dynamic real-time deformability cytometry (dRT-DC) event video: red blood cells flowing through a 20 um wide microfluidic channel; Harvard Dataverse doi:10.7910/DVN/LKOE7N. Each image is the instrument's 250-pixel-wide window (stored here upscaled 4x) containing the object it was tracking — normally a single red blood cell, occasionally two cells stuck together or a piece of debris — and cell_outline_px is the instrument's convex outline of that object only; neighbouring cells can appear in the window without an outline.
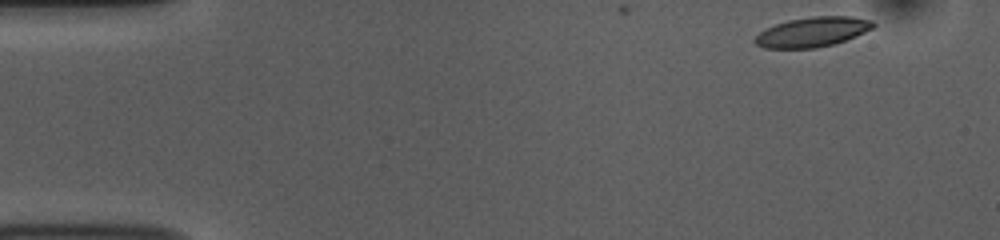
{"species": "common noctule bat (a hibernating species)", "species_latin": "Nyctalus noctula", "temperature_condition": "room temperature", "stored_images_in_passage": 7, "camera_frame_rate_fps": 3000, "um_per_image_px": 0.085, "animal": {"sex": "female", "body_mass_g": 10.0, "forearm_length_mm": 53.1}, "frame": {"image": 1, "passage_image": 1, "time_ms": 0.0, "image_size_px": [1000, 240], "cell_outline_px": [[876, 24], [872, 28], [856, 36], [832, 44], [816, 48], [764, 48], [756, 44], [752, 40], [764, 28], [788, 20], [812, 16], [852, 16], [872, 20]], "centroid_in_image_um": [69.03, 2.71], "position_along_channel_um": 16.0, "area_um2": 20.52}}